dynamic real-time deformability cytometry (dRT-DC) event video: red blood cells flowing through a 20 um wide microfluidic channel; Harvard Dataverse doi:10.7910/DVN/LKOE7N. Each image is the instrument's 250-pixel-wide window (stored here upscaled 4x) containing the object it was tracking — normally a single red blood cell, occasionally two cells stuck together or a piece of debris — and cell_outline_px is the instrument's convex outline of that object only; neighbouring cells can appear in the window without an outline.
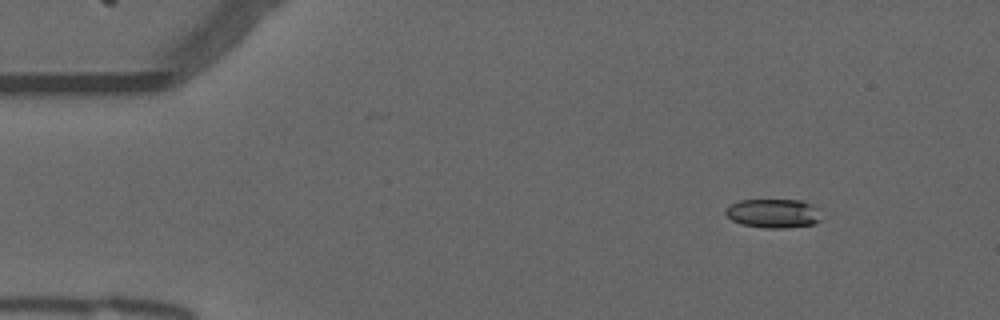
{"species": "common noctule bat (a hibernating species)", "species_latin": "Nyctalus noctula", "temperature_condition": "warm", "stored_images_in_passage": 18, "camera_frame_rate_fps": 3000, "um_per_image_px": 0.085, "animal": {"sex": "male", "forearm_length_mm": 52.5}, "frame": {"image": 1, "passage_image": 2, "time_ms": 0.333, "image_size_px": [1000, 320], "cell_outline_px": [[824, 220], [816, 224], [784, 228], [764, 228], [740, 224], [732, 220], [724, 212], [732, 204], [740, 200], [800, 200], [812, 204], [816, 208]], "centroid_in_image_um": [65.79, 18.15], "position_along_channel_um": 19.2, "area_um2": 16.3}}
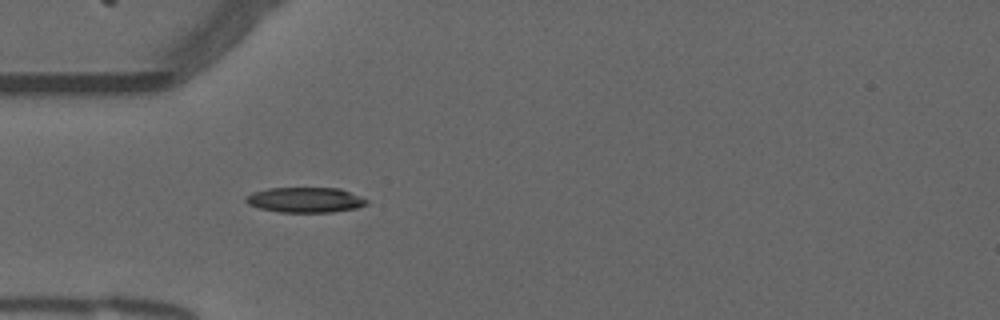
{"frame": {"image": 2, "passage_image": 12, "time_ms": 3.667, "image_size_px": [1000, 320], "cell_outline_px": [[368, 204], [356, 208], [332, 212], [280, 212], [260, 208], [248, 204], [244, 200], [244, 196], [252, 192], [268, 188], [340, 188], [368, 200]], "centroid_in_image_um": [25.91, 16.99], "position_along_channel_um": 59.1, "area_um2": 17.74}}
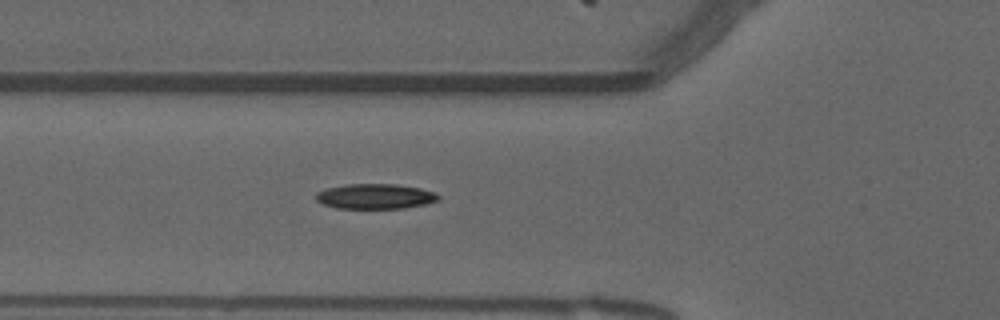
{"frame": {"image": 3, "passage_image": 15, "time_ms": 4.667, "image_size_px": [1000, 320], "cell_outline_px": [[440, 200], [424, 204], [404, 208], [336, 208], [324, 204], [316, 200], [316, 192], [328, 188], [348, 184], [396, 184], [420, 188], [436, 192], [440, 196]], "centroid_in_image_um": [31.93, 16.69], "position_along_channel_um": 93.9, "area_um2": 17.86}}